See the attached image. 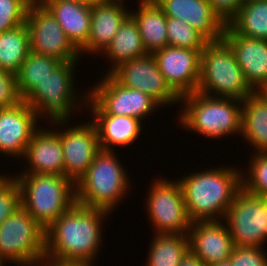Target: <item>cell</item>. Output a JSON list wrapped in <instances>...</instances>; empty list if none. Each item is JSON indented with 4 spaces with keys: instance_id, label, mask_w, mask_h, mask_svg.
<instances>
[{
    "instance_id": "cell-8",
    "label": "cell",
    "mask_w": 267,
    "mask_h": 266,
    "mask_svg": "<svg viewBox=\"0 0 267 266\" xmlns=\"http://www.w3.org/2000/svg\"><path fill=\"white\" fill-rule=\"evenodd\" d=\"M45 259V229L21 206L0 224V261L37 266Z\"/></svg>"
},
{
    "instance_id": "cell-40",
    "label": "cell",
    "mask_w": 267,
    "mask_h": 266,
    "mask_svg": "<svg viewBox=\"0 0 267 266\" xmlns=\"http://www.w3.org/2000/svg\"><path fill=\"white\" fill-rule=\"evenodd\" d=\"M71 1H77L91 6L103 2V0H71Z\"/></svg>"
},
{
    "instance_id": "cell-24",
    "label": "cell",
    "mask_w": 267,
    "mask_h": 266,
    "mask_svg": "<svg viewBox=\"0 0 267 266\" xmlns=\"http://www.w3.org/2000/svg\"><path fill=\"white\" fill-rule=\"evenodd\" d=\"M138 10L130 12L140 32L147 53H154L168 45L167 17L157 3L137 1ZM137 11V12H135Z\"/></svg>"
},
{
    "instance_id": "cell-14",
    "label": "cell",
    "mask_w": 267,
    "mask_h": 266,
    "mask_svg": "<svg viewBox=\"0 0 267 266\" xmlns=\"http://www.w3.org/2000/svg\"><path fill=\"white\" fill-rule=\"evenodd\" d=\"M58 126L54 131L60 136L64 157V176L74 184L86 173L101 150L96 127L90 121L67 127L66 121L51 122ZM68 129H64V126ZM63 130V131H62Z\"/></svg>"
},
{
    "instance_id": "cell-36",
    "label": "cell",
    "mask_w": 267,
    "mask_h": 266,
    "mask_svg": "<svg viewBox=\"0 0 267 266\" xmlns=\"http://www.w3.org/2000/svg\"><path fill=\"white\" fill-rule=\"evenodd\" d=\"M22 101L17 90L16 75L0 69V109L16 106Z\"/></svg>"
},
{
    "instance_id": "cell-19",
    "label": "cell",
    "mask_w": 267,
    "mask_h": 266,
    "mask_svg": "<svg viewBox=\"0 0 267 266\" xmlns=\"http://www.w3.org/2000/svg\"><path fill=\"white\" fill-rule=\"evenodd\" d=\"M157 4L166 17L183 20L208 42L222 39L226 25L215 14L208 0H160Z\"/></svg>"
},
{
    "instance_id": "cell-38",
    "label": "cell",
    "mask_w": 267,
    "mask_h": 266,
    "mask_svg": "<svg viewBox=\"0 0 267 266\" xmlns=\"http://www.w3.org/2000/svg\"><path fill=\"white\" fill-rule=\"evenodd\" d=\"M179 266H206L205 263L194 255L190 250L182 258Z\"/></svg>"
},
{
    "instance_id": "cell-45",
    "label": "cell",
    "mask_w": 267,
    "mask_h": 266,
    "mask_svg": "<svg viewBox=\"0 0 267 266\" xmlns=\"http://www.w3.org/2000/svg\"><path fill=\"white\" fill-rule=\"evenodd\" d=\"M149 3H158L160 0H142Z\"/></svg>"
},
{
    "instance_id": "cell-44",
    "label": "cell",
    "mask_w": 267,
    "mask_h": 266,
    "mask_svg": "<svg viewBox=\"0 0 267 266\" xmlns=\"http://www.w3.org/2000/svg\"><path fill=\"white\" fill-rule=\"evenodd\" d=\"M8 177V175L0 174V184Z\"/></svg>"
},
{
    "instance_id": "cell-12",
    "label": "cell",
    "mask_w": 267,
    "mask_h": 266,
    "mask_svg": "<svg viewBox=\"0 0 267 266\" xmlns=\"http://www.w3.org/2000/svg\"><path fill=\"white\" fill-rule=\"evenodd\" d=\"M88 91V96L106 113L115 116L147 119L161 105L150 95L119 84L106 72L104 77ZM148 115V116H147Z\"/></svg>"
},
{
    "instance_id": "cell-30",
    "label": "cell",
    "mask_w": 267,
    "mask_h": 266,
    "mask_svg": "<svg viewBox=\"0 0 267 266\" xmlns=\"http://www.w3.org/2000/svg\"><path fill=\"white\" fill-rule=\"evenodd\" d=\"M228 25L241 36L267 40V0H244Z\"/></svg>"
},
{
    "instance_id": "cell-31",
    "label": "cell",
    "mask_w": 267,
    "mask_h": 266,
    "mask_svg": "<svg viewBox=\"0 0 267 266\" xmlns=\"http://www.w3.org/2000/svg\"><path fill=\"white\" fill-rule=\"evenodd\" d=\"M168 45L192 50L204 49L208 41L195 28L179 18L167 17Z\"/></svg>"
},
{
    "instance_id": "cell-42",
    "label": "cell",
    "mask_w": 267,
    "mask_h": 266,
    "mask_svg": "<svg viewBox=\"0 0 267 266\" xmlns=\"http://www.w3.org/2000/svg\"><path fill=\"white\" fill-rule=\"evenodd\" d=\"M211 266H233V265L231 263V260L228 259V260H225V261L218 262L217 264H213Z\"/></svg>"
},
{
    "instance_id": "cell-23",
    "label": "cell",
    "mask_w": 267,
    "mask_h": 266,
    "mask_svg": "<svg viewBox=\"0 0 267 266\" xmlns=\"http://www.w3.org/2000/svg\"><path fill=\"white\" fill-rule=\"evenodd\" d=\"M57 20L64 33L80 51L91 29V5L71 0H38Z\"/></svg>"
},
{
    "instance_id": "cell-17",
    "label": "cell",
    "mask_w": 267,
    "mask_h": 266,
    "mask_svg": "<svg viewBox=\"0 0 267 266\" xmlns=\"http://www.w3.org/2000/svg\"><path fill=\"white\" fill-rule=\"evenodd\" d=\"M188 238L189 250L206 266L228 260L234 249L233 239L224 220L193 222Z\"/></svg>"
},
{
    "instance_id": "cell-29",
    "label": "cell",
    "mask_w": 267,
    "mask_h": 266,
    "mask_svg": "<svg viewBox=\"0 0 267 266\" xmlns=\"http://www.w3.org/2000/svg\"><path fill=\"white\" fill-rule=\"evenodd\" d=\"M62 63L55 57L30 52L16 74L17 90L22 100Z\"/></svg>"
},
{
    "instance_id": "cell-39",
    "label": "cell",
    "mask_w": 267,
    "mask_h": 266,
    "mask_svg": "<svg viewBox=\"0 0 267 266\" xmlns=\"http://www.w3.org/2000/svg\"><path fill=\"white\" fill-rule=\"evenodd\" d=\"M45 261V262H44ZM37 266H93V264H84V263H61L49 260L46 258L43 259Z\"/></svg>"
},
{
    "instance_id": "cell-35",
    "label": "cell",
    "mask_w": 267,
    "mask_h": 266,
    "mask_svg": "<svg viewBox=\"0 0 267 266\" xmlns=\"http://www.w3.org/2000/svg\"><path fill=\"white\" fill-rule=\"evenodd\" d=\"M229 259L233 266H267L264 247L234 246Z\"/></svg>"
},
{
    "instance_id": "cell-37",
    "label": "cell",
    "mask_w": 267,
    "mask_h": 266,
    "mask_svg": "<svg viewBox=\"0 0 267 266\" xmlns=\"http://www.w3.org/2000/svg\"><path fill=\"white\" fill-rule=\"evenodd\" d=\"M244 0H208L215 14L228 25L238 14Z\"/></svg>"
},
{
    "instance_id": "cell-5",
    "label": "cell",
    "mask_w": 267,
    "mask_h": 266,
    "mask_svg": "<svg viewBox=\"0 0 267 266\" xmlns=\"http://www.w3.org/2000/svg\"><path fill=\"white\" fill-rule=\"evenodd\" d=\"M13 177L21 190V206L45 230L76 202L75 184L65 176L20 172Z\"/></svg>"
},
{
    "instance_id": "cell-2",
    "label": "cell",
    "mask_w": 267,
    "mask_h": 266,
    "mask_svg": "<svg viewBox=\"0 0 267 266\" xmlns=\"http://www.w3.org/2000/svg\"><path fill=\"white\" fill-rule=\"evenodd\" d=\"M220 167L190 173L177 180L192 223L224 219L242 190V172L236 167Z\"/></svg>"
},
{
    "instance_id": "cell-43",
    "label": "cell",
    "mask_w": 267,
    "mask_h": 266,
    "mask_svg": "<svg viewBox=\"0 0 267 266\" xmlns=\"http://www.w3.org/2000/svg\"><path fill=\"white\" fill-rule=\"evenodd\" d=\"M103 2H121V3H125L124 0H103Z\"/></svg>"
},
{
    "instance_id": "cell-6",
    "label": "cell",
    "mask_w": 267,
    "mask_h": 266,
    "mask_svg": "<svg viewBox=\"0 0 267 266\" xmlns=\"http://www.w3.org/2000/svg\"><path fill=\"white\" fill-rule=\"evenodd\" d=\"M197 91L209 96L241 101L254 92L233 51L223 39L208 42L201 51Z\"/></svg>"
},
{
    "instance_id": "cell-32",
    "label": "cell",
    "mask_w": 267,
    "mask_h": 266,
    "mask_svg": "<svg viewBox=\"0 0 267 266\" xmlns=\"http://www.w3.org/2000/svg\"><path fill=\"white\" fill-rule=\"evenodd\" d=\"M249 156V171L242 172V189L251 195L267 198V153Z\"/></svg>"
},
{
    "instance_id": "cell-13",
    "label": "cell",
    "mask_w": 267,
    "mask_h": 266,
    "mask_svg": "<svg viewBox=\"0 0 267 266\" xmlns=\"http://www.w3.org/2000/svg\"><path fill=\"white\" fill-rule=\"evenodd\" d=\"M109 74L119 84L150 95L161 106L180 104L181 98L167 84L153 53L125 61Z\"/></svg>"
},
{
    "instance_id": "cell-10",
    "label": "cell",
    "mask_w": 267,
    "mask_h": 266,
    "mask_svg": "<svg viewBox=\"0 0 267 266\" xmlns=\"http://www.w3.org/2000/svg\"><path fill=\"white\" fill-rule=\"evenodd\" d=\"M234 246L265 247L267 242V198L245 192L237 194L223 219Z\"/></svg>"
},
{
    "instance_id": "cell-26",
    "label": "cell",
    "mask_w": 267,
    "mask_h": 266,
    "mask_svg": "<svg viewBox=\"0 0 267 266\" xmlns=\"http://www.w3.org/2000/svg\"><path fill=\"white\" fill-rule=\"evenodd\" d=\"M102 54L107 56L111 64L113 63L107 71L108 74L119 64L147 54L138 26L130 15L120 25L118 32Z\"/></svg>"
},
{
    "instance_id": "cell-7",
    "label": "cell",
    "mask_w": 267,
    "mask_h": 266,
    "mask_svg": "<svg viewBox=\"0 0 267 266\" xmlns=\"http://www.w3.org/2000/svg\"><path fill=\"white\" fill-rule=\"evenodd\" d=\"M76 64H78L77 61L63 62L24 99L36 112L38 119L42 116L46 117V120L50 119V122L68 123V119L76 110L77 112L80 110L79 105L83 106L87 103L88 90L84 93L86 95H81L82 98L77 97L79 95L74 92Z\"/></svg>"
},
{
    "instance_id": "cell-21",
    "label": "cell",
    "mask_w": 267,
    "mask_h": 266,
    "mask_svg": "<svg viewBox=\"0 0 267 266\" xmlns=\"http://www.w3.org/2000/svg\"><path fill=\"white\" fill-rule=\"evenodd\" d=\"M40 128L33 134L22 158L28 162L23 173L64 176V157L60 136L54 129Z\"/></svg>"
},
{
    "instance_id": "cell-18",
    "label": "cell",
    "mask_w": 267,
    "mask_h": 266,
    "mask_svg": "<svg viewBox=\"0 0 267 266\" xmlns=\"http://www.w3.org/2000/svg\"><path fill=\"white\" fill-rule=\"evenodd\" d=\"M222 39L233 51L250 87L257 91L267 85V40L241 36L229 25Z\"/></svg>"
},
{
    "instance_id": "cell-9",
    "label": "cell",
    "mask_w": 267,
    "mask_h": 266,
    "mask_svg": "<svg viewBox=\"0 0 267 266\" xmlns=\"http://www.w3.org/2000/svg\"><path fill=\"white\" fill-rule=\"evenodd\" d=\"M153 181L147 194L146 211L154 234H188L192 222L179 182L162 177Z\"/></svg>"
},
{
    "instance_id": "cell-16",
    "label": "cell",
    "mask_w": 267,
    "mask_h": 266,
    "mask_svg": "<svg viewBox=\"0 0 267 266\" xmlns=\"http://www.w3.org/2000/svg\"><path fill=\"white\" fill-rule=\"evenodd\" d=\"M36 112L23 100L18 105L0 109V152L21 158L37 127Z\"/></svg>"
},
{
    "instance_id": "cell-33",
    "label": "cell",
    "mask_w": 267,
    "mask_h": 266,
    "mask_svg": "<svg viewBox=\"0 0 267 266\" xmlns=\"http://www.w3.org/2000/svg\"><path fill=\"white\" fill-rule=\"evenodd\" d=\"M34 0H0V33L26 22L29 5Z\"/></svg>"
},
{
    "instance_id": "cell-11",
    "label": "cell",
    "mask_w": 267,
    "mask_h": 266,
    "mask_svg": "<svg viewBox=\"0 0 267 266\" xmlns=\"http://www.w3.org/2000/svg\"><path fill=\"white\" fill-rule=\"evenodd\" d=\"M26 25L30 35V51L52 56L62 62L80 60V51L73 45L52 14L34 0L28 8Z\"/></svg>"
},
{
    "instance_id": "cell-46",
    "label": "cell",
    "mask_w": 267,
    "mask_h": 266,
    "mask_svg": "<svg viewBox=\"0 0 267 266\" xmlns=\"http://www.w3.org/2000/svg\"><path fill=\"white\" fill-rule=\"evenodd\" d=\"M5 266L6 264H4L2 261H0V266Z\"/></svg>"
},
{
    "instance_id": "cell-22",
    "label": "cell",
    "mask_w": 267,
    "mask_h": 266,
    "mask_svg": "<svg viewBox=\"0 0 267 266\" xmlns=\"http://www.w3.org/2000/svg\"><path fill=\"white\" fill-rule=\"evenodd\" d=\"M131 11H127L124 3L121 2H101L92 5L90 35L80 54L85 55L86 52L91 55L101 54Z\"/></svg>"
},
{
    "instance_id": "cell-34",
    "label": "cell",
    "mask_w": 267,
    "mask_h": 266,
    "mask_svg": "<svg viewBox=\"0 0 267 266\" xmlns=\"http://www.w3.org/2000/svg\"><path fill=\"white\" fill-rule=\"evenodd\" d=\"M21 207V190L10 174L0 184V224Z\"/></svg>"
},
{
    "instance_id": "cell-27",
    "label": "cell",
    "mask_w": 267,
    "mask_h": 266,
    "mask_svg": "<svg viewBox=\"0 0 267 266\" xmlns=\"http://www.w3.org/2000/svg\"><path fill=\"white\" fill-rule=\"evenodd\" d=\"M30 52L26 22L0 33V69L16 75Z\"/></svg>"
},
{
    "instance_id": "cell-25",
    "label": "cell",
    "mask_w": 267,
    "mask_h": 266,
    "mask_svg": "<svg viewBox=\"0 0 267 266\" xmlns=\"http://www.w3.org/2000/svg\"><path fill=\"white\" fill-rule=\"evenodd\" d=\"M241 135L254 153H267V102L257 91L242 100Z\"/></svg>"
},
{
    "instance_id": "cell-15",
    "label": "cell",
    "mask_w": 267,
    "mask_h": 266,
    "mask_svg": "<svg viewBox=\"0 0 267 266\" xmlns=\"http://www.w3.org/2000/svg\"><path fill=\"white\" fill-rule=\"evenodd\" d=\"M153 54L167 84L180 98L197 91L201 56L199 50L167 45Z\"/></svg>"
},
{
    "instance_id": "cell-1",
    "label": "cell",
    "mask_w": 267,
    "mask_h": 266,
    "mask_svg": "<svg viewBox=\"0 0 267 266\" xmlns=\"http://www.w3.org/2000/svg\"><path fill=\"white\" fill-rule=\"evenodd\" d=\"M112 213L74 203L45 230V258L61 263L94 264L105 217Z\"/></svg>"
},
{
    "instance_id": "cell-3",
    "label": "cell",
    "mask_w": 267,
    "mask_h": 266,
    "mask_svg": "<svg viewBox=\"0 0 267 266\" xmlns=\"http://www.w3.org/2000/svg\"><path fill=\"white\" fill-rule=\"evenodd\" d=\"M180 103L185 105L180 106L182 109L178 116L182 128L206 135V138L216 139L231 134L241 136V100L196 91L182 96Z\"/></svg>"
},
{
    "instance_id": "cell-4",
    "label": "cell",
    "mask_w": 267,
    "mask_h": 266,
    "mask_svg": "<svg viewBox=\"0 0 267 266\" xmlns=\"http://www.w3.org/2000/svg\"><path fill=\"white\" fill-rule=\"evenodd\" d=\"M115 151L100 150L75 184L76 203L112 213L129 192V176ZM126 171V172H125Z\"/></svg>"
},
{
    "instance_id": "cell-41",
    "label": "cell",
    "mask_w": 267,
    "mask_h": 266,
    "mask_svg": "<svg viewBox=\"0 0 267 266\" xmlns=\"http://www.w3.org/2000/svg\"><path fill=\"white\" fill-rule=\"evenodd\" d=\"M257 92L266 100L267 102V85L262 86L257 90Z\"/></svg>"
},
{
    "instance_id": "cell-20",
    "label": "cell",
    "mask_w": 267,
    "mask_h": 266,
    "mask_svg": "<svg viewBox=\"0 0 267 266\" xmlns=\"http://www.w3.org/2000/svg\"><path fill=\"white\" fill-rule=\"evenodd\" d=\"M84 106L91 109V122L96 127L102 150L113 151L115 146L132 145L140 136L143 122L138 118L106 114L89 96Z\"/></svg>"
},
{
    "instance_id": "cell-28",
    "label": "cell",
    "mask_w": 267,
    "mask_h": 266,
    "mask_svg": "<svg viewBox=\"0 0 267 266\" xmlns=\"http://www.w3.org/2000/svg\"><path fill=\"white\" fill-rule=\"evenodd\" d=\"M146 266H179L189 251L188 234H154Z\"/></svg>"
}]
</instances>
